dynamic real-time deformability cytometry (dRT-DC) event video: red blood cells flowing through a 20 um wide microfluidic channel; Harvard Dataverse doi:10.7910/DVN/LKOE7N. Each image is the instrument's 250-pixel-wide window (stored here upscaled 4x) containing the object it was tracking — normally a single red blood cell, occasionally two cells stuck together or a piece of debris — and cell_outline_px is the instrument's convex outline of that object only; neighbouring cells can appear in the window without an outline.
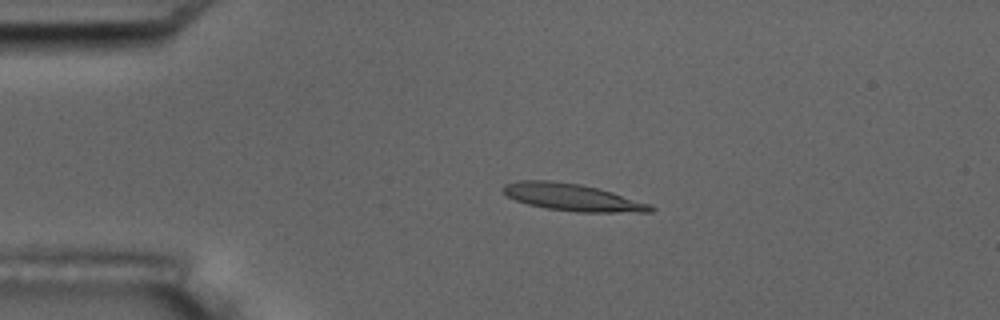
{"species": "common noctule bat (a hibernating species)", "species_latin": "Nyctalus noctula", "temperature_condition": "room temperature", "stored_images_in_passage": 5, "camera_frame_rate_fps": 3000, "um_per_image_px": 0.085, "animal": {"sex": "male", "body_mass_g": 17.5, "forearm_length_mm": 52.3}, "frame": {"image": 1, "passage_image": 3, "time_ms": 2.333, "image_size_px": [1000, 320], "cell_outline_px": [[656, 208], [652, 212], [580, 212], [548, 208], [528, 204], [516, 200], [508, 196], [500, 188], [504, 184], [520, 180], [548, 180], [580, 184], [612, 192], [652, 204]], "centroid_in_image_um": [48.67, 16.76], "position_along_channel_um": 36.3, "area_um2": 23.18}}